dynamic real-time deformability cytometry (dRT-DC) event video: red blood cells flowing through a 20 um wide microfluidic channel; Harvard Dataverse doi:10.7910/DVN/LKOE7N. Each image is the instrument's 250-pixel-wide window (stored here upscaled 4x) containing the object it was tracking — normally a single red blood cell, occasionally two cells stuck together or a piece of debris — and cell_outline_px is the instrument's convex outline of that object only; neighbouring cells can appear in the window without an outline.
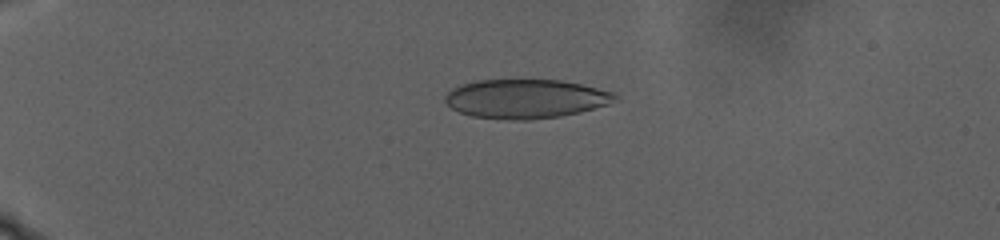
{"species": "human", "species_latin": "Homo sapiens", "temperature_condition": "warm", "stored_images_in_passage": 103, "camera_frame_rate_fps": 3000, "um_per_image_px": 0.085, "donor": {"sex": "male"}, "frame": {"image": 1, "passage_image": 29, "time_ms": 9.333, "image_size_px": [1000, 240], "cell_outline_px": [[608, 96], [604, 104], [592, 108], [576, 112], [552, 116], [476, 116], [464, 112], [448, 104], [448, 96], [456, 88], [468, 84], [488, 80], [552, 80], [576, 84], [592, 88], [604, 92]], "centroid_in_image_um": [44.59, 8.34], "position_along_channel_um": 40.4, "area_um2": 34.33}}
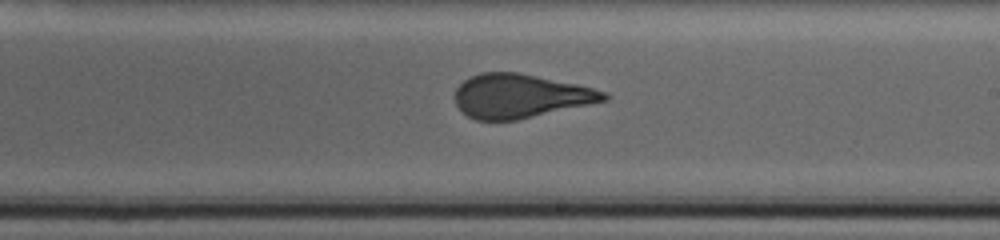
{"frame": {"image": 2, "passage_image": 67, "time_ms": 22.0, "image_size_px": [1000, 240], "cell_outline_px": [[608, 96], [604, 100], [512, 120], [480, 120], [468, 116], [460, 108], [456, 100], [456, 92], [460, 84], [464, 80], [472, 76], [488, 72], [512, 72], [588, 88], [600, 92]], "centroid_in_image_um": [44.08, 8.17], "position_along_channel_um": 244.9, "area_um2": 35.78}}
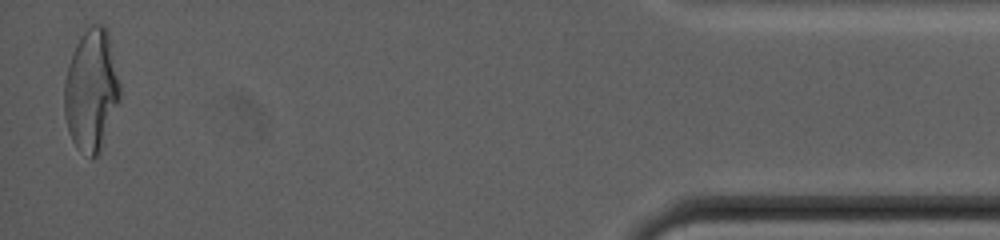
{"frame": {"image": 3, "passage_image": 101, "time_ms": 33.333, "image_size_px": [1000, 240], "cell_outline_px": [[116, 100], [96, 152], [92, 156], [68, 80], [68, 68], [72, 56], [80, 40], [84, 36], [100, 28], [104, 28], [116, 80]], "centroid_in_image_um": [7.92, 7.23], "position_along_channel_um": 427.3, "area_um2": 28.26}}